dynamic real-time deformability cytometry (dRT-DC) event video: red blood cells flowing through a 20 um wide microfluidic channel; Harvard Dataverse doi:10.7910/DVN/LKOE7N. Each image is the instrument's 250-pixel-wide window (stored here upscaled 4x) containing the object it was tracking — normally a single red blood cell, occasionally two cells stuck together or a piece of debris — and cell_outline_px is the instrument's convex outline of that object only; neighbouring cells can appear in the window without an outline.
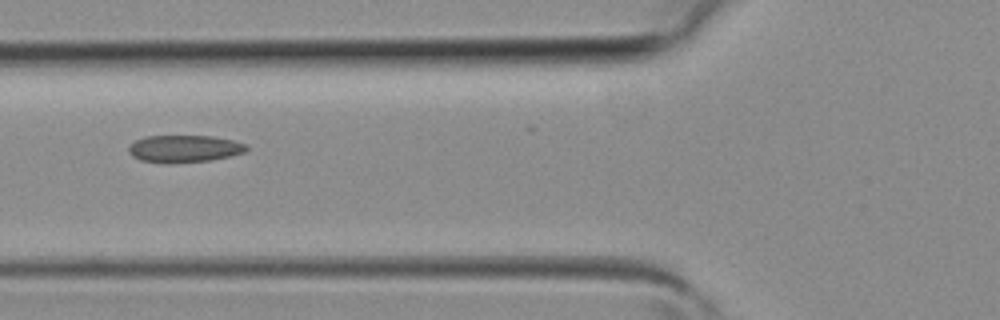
{"species": "common noctule bat (a hibernating species)", "species_latin": "Nyctalus noctula", "temperature_condition": "room temperature", "stored_images_in_passage": 2, "camera_frame_rate_fps": 3000, "um_per_image_px": 0.085, "animal": {"sex": "female", "body_mass_g": 19.3, "forearm_length_mm": 54.1}, "frame": {"image": 1, "passage_image": 2, "time_ms": 0.333, "image_size_px": [1000, 320], "cell_outline_px": [[248, 148], [244, 152], [212, 160], [168, 164], [140, 160], [132, 156], [128, 152], [128, 148], [136, 140], [144, 136], [212, 136], [232, 140], [244, 144]], "centroid_in_image_um": [15.62, 12.65], "position_along_channel_um": 110.2, "area_um2": 18.67}}